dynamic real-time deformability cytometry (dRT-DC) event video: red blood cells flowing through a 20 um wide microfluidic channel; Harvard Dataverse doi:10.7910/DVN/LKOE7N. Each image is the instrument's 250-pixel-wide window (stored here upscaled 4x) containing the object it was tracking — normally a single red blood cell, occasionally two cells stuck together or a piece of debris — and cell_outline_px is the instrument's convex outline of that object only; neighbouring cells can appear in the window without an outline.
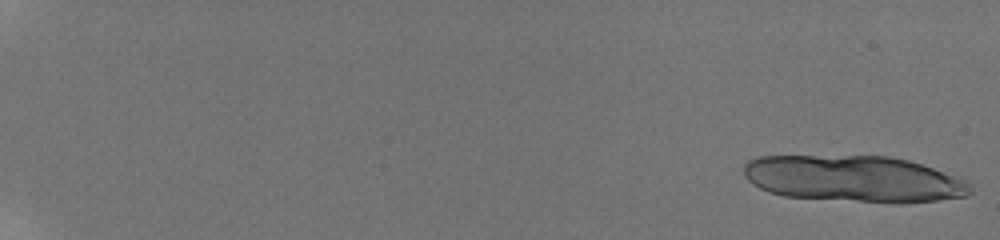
{"species": "human", "species_latin": "Homo sapiens", "temperature_condition": "room temperature", "stored_images_in_passage": 20, "camera_frame_rate_fps": 3000, "um_per_image_px": 0.085, "donor": {"sex": "male"}, "frame": {"image": 1, "passage_image": 1, "time_ms": 0.0, "image_size_px": [1000, 240], "cell_outline_px": [[972, 192], [968, 196], [936, 200], [900, 204], [784, 196], [768, 192], [752, 184], [744, 176], [744, 164], [748, 160], [756, 156], [888, 156], [908, 160], [968, 180], [972, 188]], "centroid_in_image_um": [72.58, 15.21], "position_along_channel_um": 12.4, "area_um2": 61.67}}